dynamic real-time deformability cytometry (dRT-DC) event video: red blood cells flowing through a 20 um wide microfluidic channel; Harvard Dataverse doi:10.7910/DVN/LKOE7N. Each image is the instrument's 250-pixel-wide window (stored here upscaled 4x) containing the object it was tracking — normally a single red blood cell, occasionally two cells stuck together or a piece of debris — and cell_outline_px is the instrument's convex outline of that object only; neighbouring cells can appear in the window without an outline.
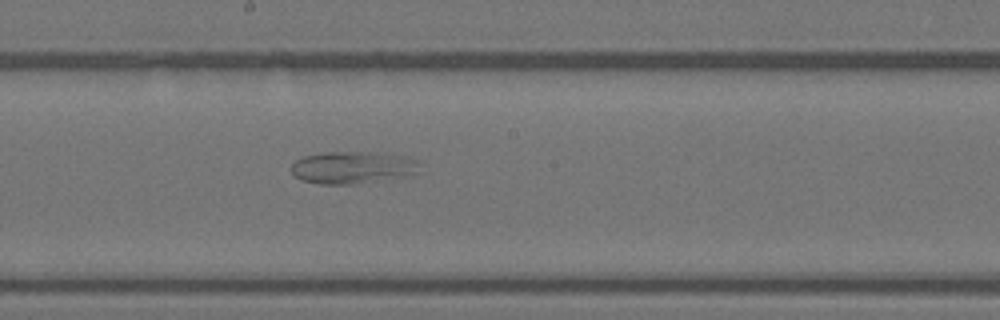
{"species": "Egyptian fruit bat (a non-hibernating species)", "species_latin": "Rousettus aegyptiacus", "temperature_condition": "warm", "stored_images_in_passage": 42, "segment_of_instrument_passage": [1, 2], "camera_frame_rate_fps": 3000, "um_per_image_px": 0.085, "animal": {"sex": "female"}, "frame": {"image": 1, "passage_image": 25, "time_ms": 8.0, "image_size_px": [1000, 320], "cell_outline_px": [[420, 164], [416, 172], [412, 176], [352, 184], [320, 184], [300, 180], [292, 172], [292, 164], [296, 160], [304, 156], [324, 152], [360, 152], [408, 156], [420, 160]], "centroid_in_image_um": [30.01, 14.24], "position_along_channel_um": 218.2, "area_um2": 24.22}}
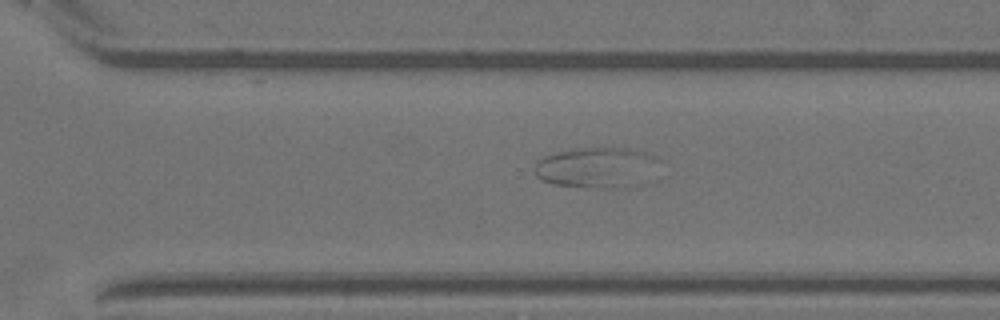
{"frame": {"image": 2, "passage_image": 34, "time_ms": 11.0, "image_size_px": [1000, 320], "cell_outline_px": [[660, 160], [604, 184], [552, 184], [540, 180], [536, 176], [536, 164], [544, 156], [556, 152], [580, 148], [628, 148], [648, 152], [656, 156]], "centroid_in_image_um": [50.27, 14.05], "position_along_channel_um": 320.3, "area_um2": 24.57}}
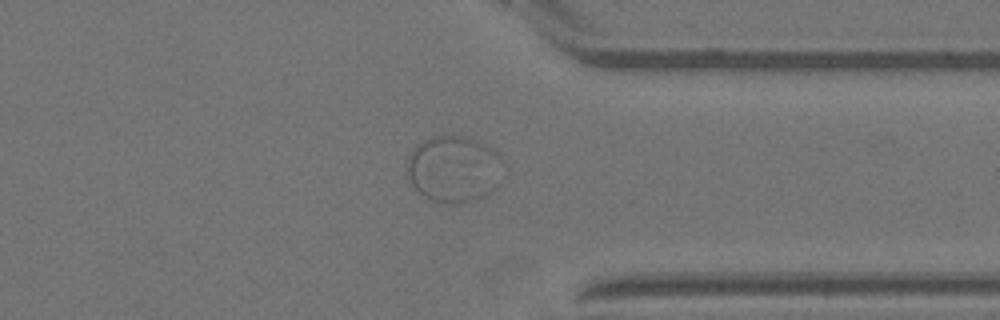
{"frame": {"image": 3, "passage_image": 39, "time_ms": 12.667, "image_size_px": [1000, 320], "cell_outline_px": [[504, 160], [492, 188], [484, 196], [472, 200], [456, 204], [444, 204], [432, 200], [424, 196], [412, 184], [408, 176], [408, 156], [416, 144], [432, 136], [460, 136], [476, 140], [492, 148]], "centroid_in_image_um": [38.53, 14.35], "position_along_channel_um": 372.9, "area_um2": 36.7}}